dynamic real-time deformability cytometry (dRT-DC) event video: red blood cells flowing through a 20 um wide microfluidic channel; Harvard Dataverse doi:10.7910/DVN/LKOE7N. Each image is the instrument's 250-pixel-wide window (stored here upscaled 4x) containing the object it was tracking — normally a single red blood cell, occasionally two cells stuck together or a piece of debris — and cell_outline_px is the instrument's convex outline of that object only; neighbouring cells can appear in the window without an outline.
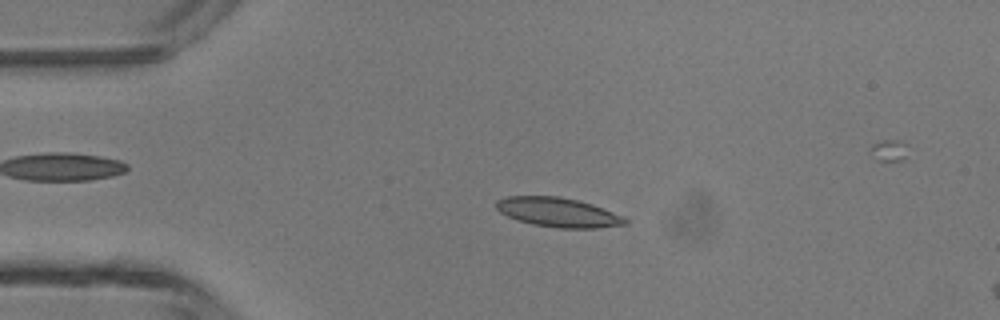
{"species": "common noctule bat (a hibernating species)", "species_latin": "Nyctalus noctula", "temperature_condition": "room temperature", "stored_images_in_passage": 43, "camera_frame_rate_fps": 3000, "um_per_image_px": 0.085, "animal": {"sex": "male", "body_mass_g": 13.3}, "frame": {"image": 1, "passage_image": 10, "time_ms": 3.0, "image_size_px": [1000, 320], "cell_outline_px": [[628, 224], [596, 228], [560, 228], [532, 224], [516, 220], [500, 212], [496, 208], [496, 200], [508, 196], [556, 196], [576, 200], [592, 204], [624, 216], [628, 220]], "centroid_in_image_um": [47.44, 18.05], "position_along_channel_um": 37.6, "area_um2": 22.02}}
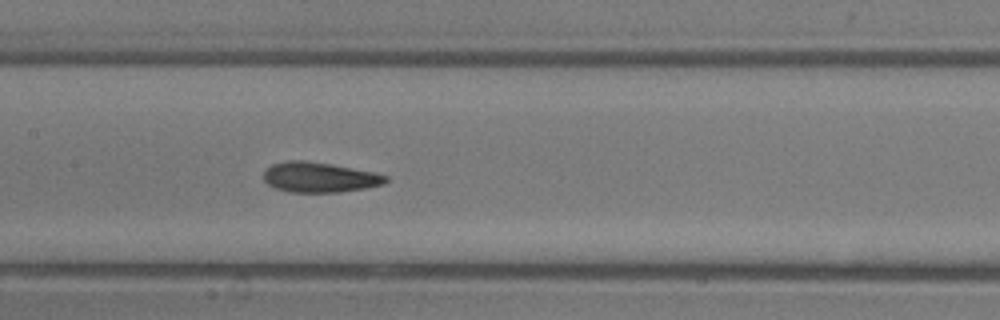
{"frame": {"image": 2, "passage_image": 22, "time_ms": 7.0, "image_size_px": [1000, 320], "cell_outline_px": [[388, 180], [384, 184], [368, 188], [340, 192], [288, 192], [276, 188], [268, 184], [264, 180], [264, 172], [272, 164], [288, 160], [304, 160], [332, 164], [372, 172], [388, 176]], "centroid_in_image_um": [27.16, 15.07], "position_along_channel_um": 180.2, "area_um2": 21.44}}
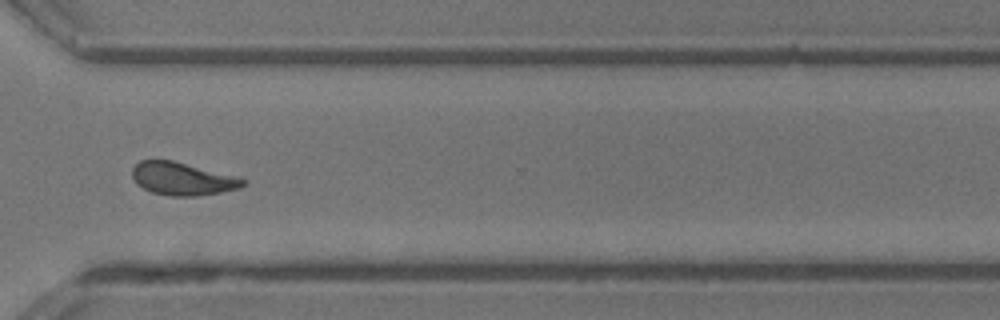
{"frame": {"image": 3, "passage_image": 34, "time_ms": 11.0, "image_size_px": [1000, 320], "cell_outline_px": [[248, 180], [240, 188], [220, 192], [196, 196], [172, 196], [152, 192], [136, 184], [132, 176], [132, 168], [140, 160], [172, 160], [236, 176]], "centroid_in_image_um": [15.5, 15.19], "position_along_channel_um": 355.1, "area_um2": 21.1}}